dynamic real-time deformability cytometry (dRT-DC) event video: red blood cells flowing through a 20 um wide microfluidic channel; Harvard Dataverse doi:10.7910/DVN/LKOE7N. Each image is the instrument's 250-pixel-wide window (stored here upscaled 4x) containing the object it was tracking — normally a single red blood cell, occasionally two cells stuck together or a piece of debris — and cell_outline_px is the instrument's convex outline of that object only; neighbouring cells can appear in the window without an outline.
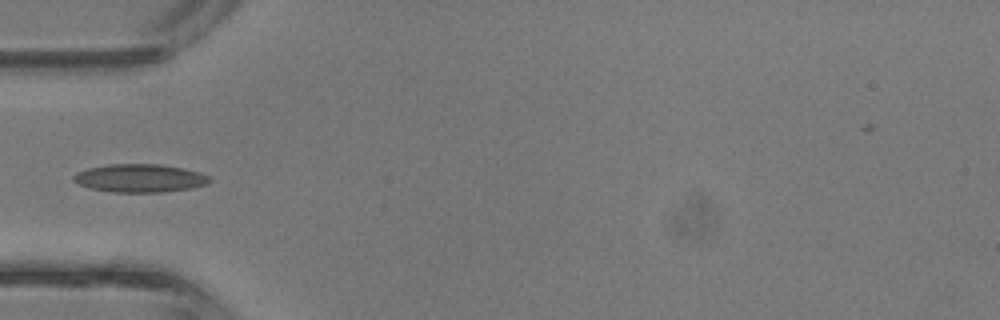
{"species": "common noctule bat (a hibernating species)", "species_latin": "Nyctalus noctula", "temperature_condition": "room temperature", "stored_images_in_passage": 3, "camera_frame_rate_fps": 3000, "um_per_image_px": 0.085, "animal": {"sex": "male", "body_mass_g": 13.3}, "frame": {"image": 1, "passage_image": 3, "time_ms": 0.667, "image_size_px": [1000, 320], "cell_outline_px": [[212, 180], [208, 184], [192, 188], [164, 192], [112, 192], [92, 188], [80, 184], [72, 180], [72, 176], [76, 172], [88, 168], [108, 164], [160, 164], [184, 168], [200, 172], [208, 176]], "centroid_in_image_um": [11.91, 15.14], "position_along_channel_um": 73.1, "area_um2": 22.43}}